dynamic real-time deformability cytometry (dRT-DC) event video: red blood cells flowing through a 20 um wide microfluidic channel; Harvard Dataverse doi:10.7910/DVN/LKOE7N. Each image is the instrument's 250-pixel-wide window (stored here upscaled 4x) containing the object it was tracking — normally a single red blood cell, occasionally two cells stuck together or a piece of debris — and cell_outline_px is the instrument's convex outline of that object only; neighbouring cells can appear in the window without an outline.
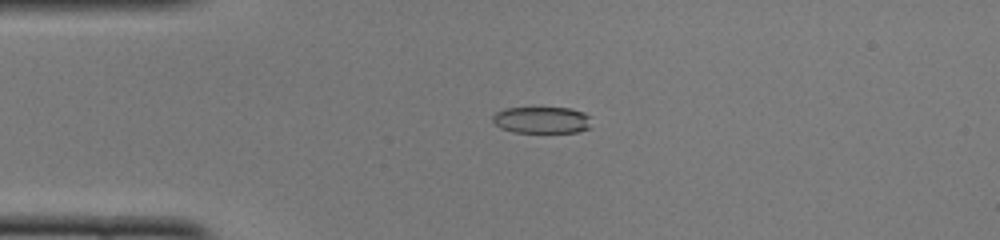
{"species": "common noctule bat (a hibernating species)", "species_latin": "Nyctalus noctula", "temperature_condition": "cold", "stored_images_in_passage": 50, "camera_frame_rate_fps": 3000, "um_per_image_px": 0.085, "animal": {"sex": "female", "body_mass_g": 22.0, "forearm_length_mm": 56.7}, "frame": {"image": 1, "passage_image": 12, "time_ms": 3.667, "image_size_px": [1000, 240], "cell_outline_px": [[592, 128], [576, 132], [512, 132], [500, 128], [492, 120], [492, 116], [496, 112], [504, 108], [572, 108], [584, 112], [588, 116]], "centroid_in_image_um": [46.06, 10.2], "position_along_channel_um": 38.9, "area_um2": 15.43}}
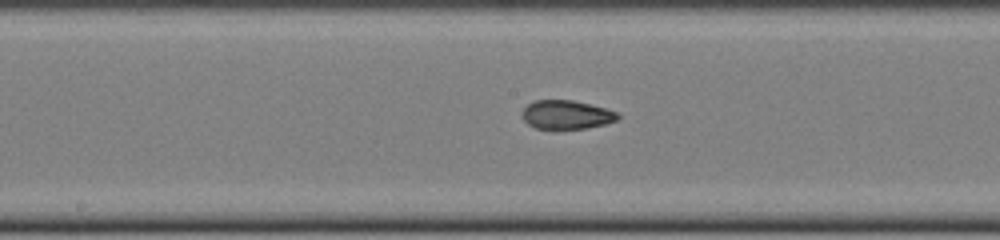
{"frame": {"image": 2, "passage_image": 26, "time_ms": 8.333, "image_size_px": [1000, 240], "cell_outline_px": [[620, 116], [616, 120], [604, 124], [588, 128], [556, 132], [536, 128], [528, 124], [524, 120], [520, 112], [528, 104], [536, 100], [572, 100], [604, 108], [616, 112]], "centroid_in_image_um": [48.09, 9.8], "position_along_channel_um": 200.1, "area_um2": 16.53}}
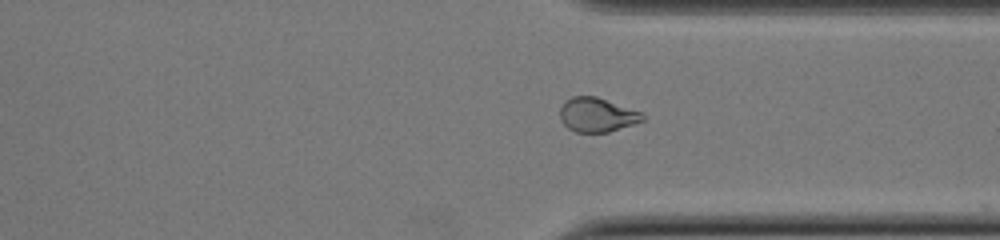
{"frame": {"image": 3, "passage_image": 38, "time_ms": 12.333, "image_size_px": [1000, 240], "cell_outline_px": [[644, 120], [608, 132], [576, 132], [568, 128], [560, 120], [560, 108], [564, 100], [572, 96], [596, 96], [644, 112]], "centroid_in_image_um": [50.74, 9.74], "position_along_channel_um": 360.7, "area_um2": 16.59}, "authors_computed_cell_mechanics": {"area_um2": 16.8487, "velocity_mm_per_s": 3.9963, "shape_relaxation_time_tau1_ms": null, "shape_relaxation_time_tau2_ms": 1.4315, "deformation_change_tau1": null, "deformation_change_tau2": 0.0608}}